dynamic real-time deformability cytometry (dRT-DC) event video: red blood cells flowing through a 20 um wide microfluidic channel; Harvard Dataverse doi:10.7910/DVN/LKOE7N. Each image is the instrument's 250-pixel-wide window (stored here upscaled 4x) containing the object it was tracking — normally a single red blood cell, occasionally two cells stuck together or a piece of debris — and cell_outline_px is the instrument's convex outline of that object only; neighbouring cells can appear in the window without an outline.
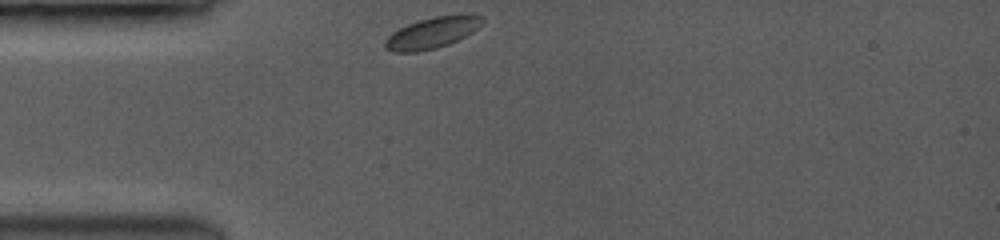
{"species": "common noctule bat (a hibernating species)", "species_latin": "Nyctalus noctula", "temperature_condition": "room temperature", "stored_images_in_passage": 11, "camera_frame_rate_fps": 3500, "um_per_image_px": 0.085, "animal": {"sex": "female", "body_mass_g": 19.0, "forearm_length_mm": 53.3}, "frame": {"image": 1, "passage_image": 1, "time_ms": 0.0, "image_size_px": [1000, 240], "cell_outline_px": [[484, 20], [472, 32], [448, 44], [436, 48], [416, 52], [392, 52], [384, 48], [384, 40], [392, 32], [408, 24], [420, 20], [436, 16], [460, 12], [484, 16]], "centroid_in_image_um": [36.73, 2.76], "position_along_channel_um": 48.3, "area_um2": 17.8}}
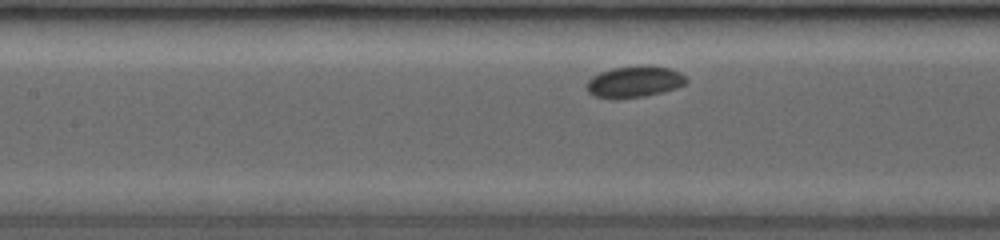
{"frame": {"image": 2, "passage_image": 8, "time_ms": 3.143, "image_size_px": [1000, 240], "cell_outline_px": [[688, 80], [684, 84], [676, 88], [660, 92], [640, 96], [596, 96], [588, 92], [588, 80], [592, 76], [600, 72], [612, 68], [648, 64], [672, 68], [680, 72]], "centroid_in_image_um": [53.99, 6.88], "position_along_channel_um": 153.4, "area_um2": 17.63}}
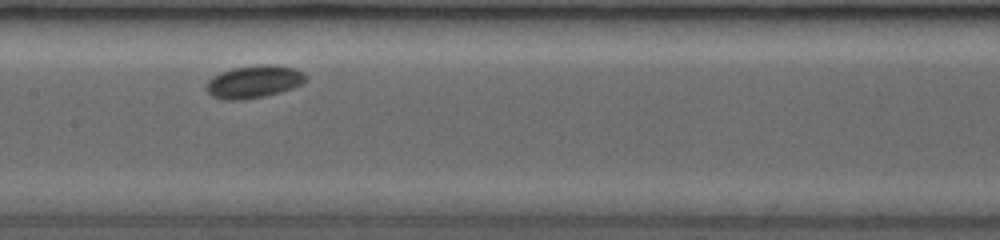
{"frame": {"image": 3, "passage_image": 10, "time_ms": 4.0, "image_size_px": [1000, 240], "cell_outline_px": [[308, 80], [292, 88], [264, 96], [236, 100], [228, 100], [212, 96], [208, 92], [208, 80], [212, 76], [220, 72], [232, 68], [256, 64], [272, 64], [296, 68], [304, 72], [308, 76]], "centroid_in_image_um": [21.62, 6.91], "position_along_channel_um": 185.8, "area_um2": 18.9}}